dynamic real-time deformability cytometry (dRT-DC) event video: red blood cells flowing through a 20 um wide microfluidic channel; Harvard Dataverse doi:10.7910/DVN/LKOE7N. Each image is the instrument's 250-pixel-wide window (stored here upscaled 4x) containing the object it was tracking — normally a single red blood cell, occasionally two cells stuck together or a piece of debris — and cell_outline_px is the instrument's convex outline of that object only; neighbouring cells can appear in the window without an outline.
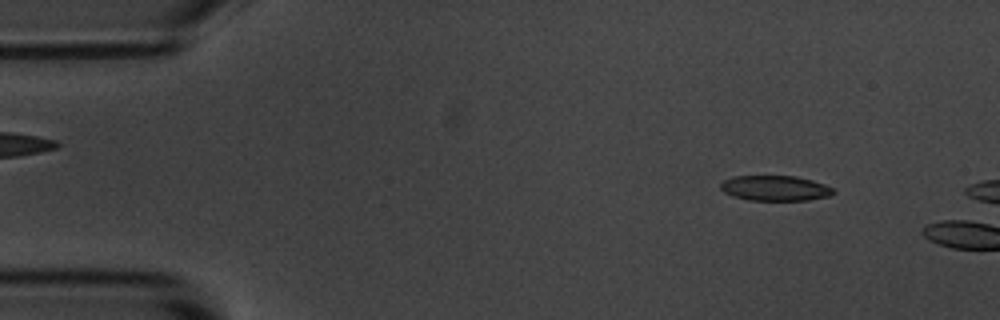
{"species": "common noctule bat (a hibernating species)", "species_latin": "Nyctalus noctula", "temperature_condition": "room temperature", "stored_images_in_passage": 3, "camera_frame_rate_fps": 3000, "um_per_image_px": 0.085, "animal": {"sex": "male", "body_mass_g": 20.1, "forearm_length_mm": 53.5}, "frame": {"image": 1, "passage_image": 1, "time_ms": 0.0, "image_size_px": [1000, 320], "cell_outline_px": [[836, 192], [828, 196], [808, 200], [748, 200], [732, 196], [724, 192], [720, 188], [720, 184], [724, 180], [732, 176], [796, 176], [812, 180], [824, 184], [832, 188]], "centroid_in_image_um": [65.86, 15.99], "position_along_channel_um": 19.1, "area_um2": 16.59}}